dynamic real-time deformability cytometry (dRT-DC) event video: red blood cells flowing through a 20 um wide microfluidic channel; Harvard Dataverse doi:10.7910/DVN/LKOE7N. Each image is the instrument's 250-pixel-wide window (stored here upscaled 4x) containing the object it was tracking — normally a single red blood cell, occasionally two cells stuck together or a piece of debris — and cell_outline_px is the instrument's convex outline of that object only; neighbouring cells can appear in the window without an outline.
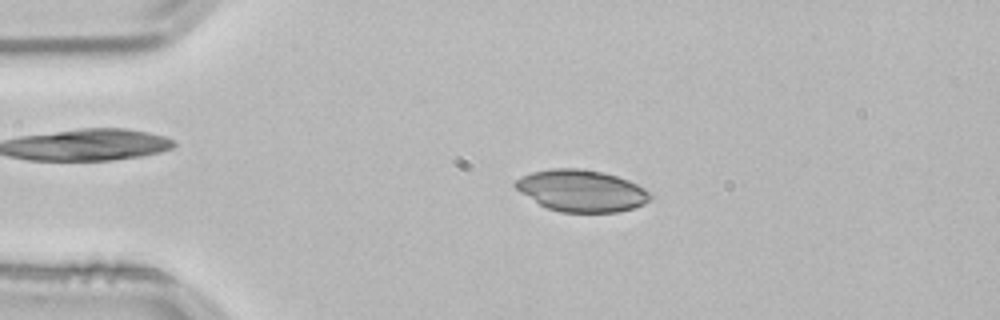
{"species": "common noctule bat (a hibernating species)", "species_latin": "Nyctalus noctula", "temperature_condition": "room temperature", "stored_images_in_passage": 51, "camera_frame_rate_fps": 3000, "um_per_image_px": 0.085, "animal": {"sex": "male", "body_mass_g": 21.5, "forearm_length_mm": 52.0}, "frame": {"image": 1, "passage_image": 10, "time_ms": 3.0, "image_size_px": [1000, 320], "cell_outline_px": [[652, 196], [644, 204], [632, 208], [616, 212], [560, 212], [548, 208], [540, 204], [520, 192], [512, 184], [520, 176], [532, 172], [552, 168], [580, 168], [600, 172], [616, 176], [628, 180], [644, 188]], "centroid_in_image_um": [49.39, 16.2], "position_along_channel_um": 35.6, "area_um2": 32.54}}
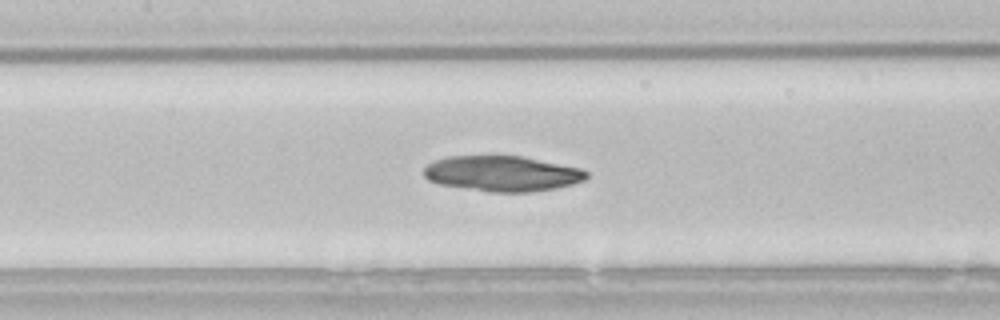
{"frame": {"image": 2, "passage_image": 23, "time_ms": 7.333, "image_size_px": [1000, 320], "cell_outline_px": [[588, 176], [584, 180], [572, 184], [556, 188], [532, 192], [488, 192], [440, 184], [428, 180], [424, 176], [424, 168], [428, 164], [436, 160], [448, 156], [520, 156], [580, 168], [588, 172]], "centroid_in_image_um": [42.68, 14.76], "position_along_channel_um": 164.7, "area_um2": 33.47}}
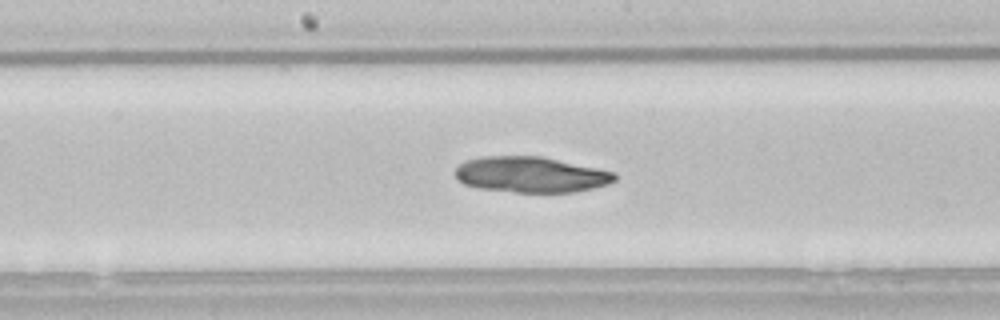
{"frame": {"image": 3, "passage_image": 26, "time_ms": 8.333, "image_size_px": [1000, 320], "cell_outline_px": [[616, 180], [608, 184], [576, 192], [516, 192], [476, 188], [464, 184], [456, 180], [456, 168], [464, 160], [480, 156], [540, 156], [596, 168], [612, 172], [616, 176]], "centroid_in_image_um": [45.06, 14.84], "position_along_channel_um": 203.1, "area_um2": 33.18}}